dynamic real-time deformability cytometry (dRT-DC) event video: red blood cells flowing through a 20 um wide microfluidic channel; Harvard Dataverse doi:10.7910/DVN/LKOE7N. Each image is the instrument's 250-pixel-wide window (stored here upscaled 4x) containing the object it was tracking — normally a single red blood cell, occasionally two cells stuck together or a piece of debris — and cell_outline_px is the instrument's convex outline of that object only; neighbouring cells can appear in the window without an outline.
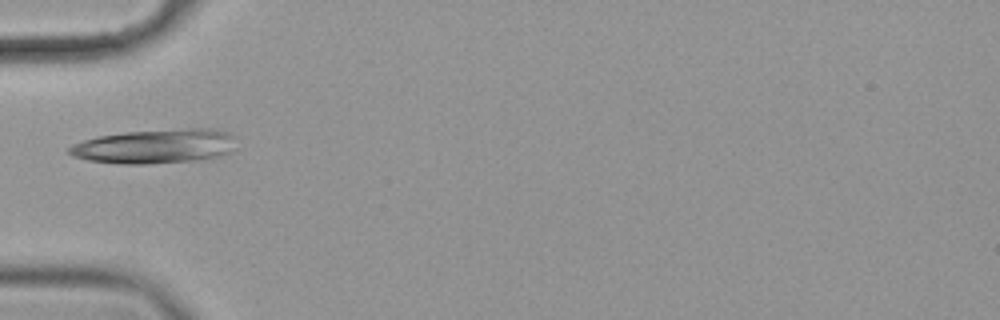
{"species": "common noctule bat (a hibernating species)", "species_latin": "Nyctalus noctula", "temperature_condition": "cold", "stored_images_in_passage": 5, "camera_frame_rate_fps": 3000, "um_per_image_px": 0.085, "animal": {"sex": "female", "body_mass_g": 19.9}, "frame": {"image": 1, "passage_image": 3, "time_ms": 0.667, "image_size_px": [1000, 320], "cell_outline_px": [[236, 148], [232, 152], [212, 160], [148, 164], [120, 164], [88, 160], [72, 156], [68, 152], [68, 148], [72, 144], [84, 140], [100, 136], [124, 132], [188, 128], [212, 128], [228, 132], [236, 136]], "centroid_in_image_um": [13.3, 12.45], "position_along_channel_um": 71.7, "area_um2": 34.33}}
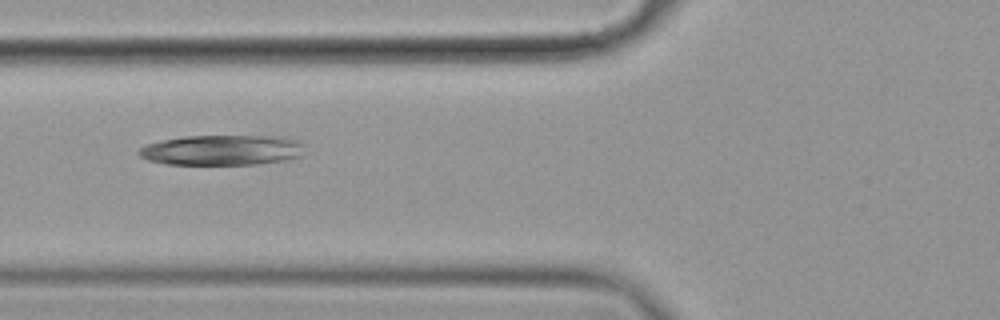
{"frame": {"image": 2, "passage_image": 4, "time_ms": 1.0, "image_size_px": [1000, 320], "cell_outline_px": [[304, 156], [284, 160], [256, 164], [164, 164], [148, 160], [140, 156], [136, 152], [140, 148], [148, 144], [160, 140], [184, 136], [284, 136], [300, 140], [304, 144]], "centroid_in_image_um": [18.92, 12.75], "position_along_channel_um": 106.9, "area_um2": 29.59}}
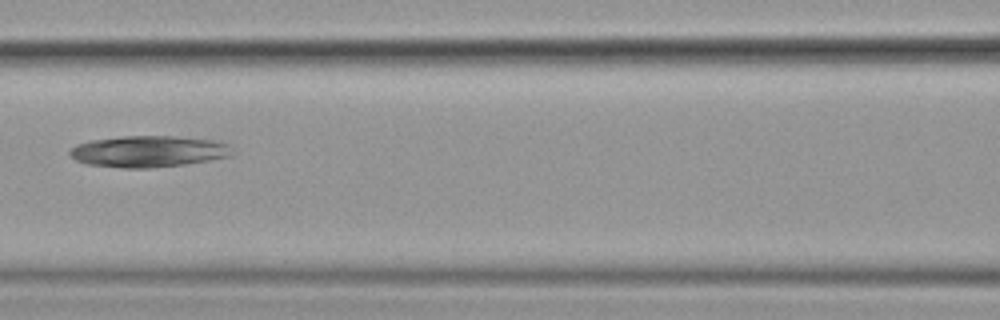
{"frame": {"image": 3, "passage_image": 5, "time_ms": 1.333, "image_size_px": [1000, 320], "cell_outline_px": [[236, 152], [232, 156], [184, 164], [148, 168], [124, 168], [88, 164], [76, 160], [68, 152], [76, 144], [92, 140], [124, 136], [172, 136], [212, 140], [232, 144]], "centroid_in_image_um": [12.69, 12.87], "position_along_channel_um": 153.9, "area_um2": 29.77}}